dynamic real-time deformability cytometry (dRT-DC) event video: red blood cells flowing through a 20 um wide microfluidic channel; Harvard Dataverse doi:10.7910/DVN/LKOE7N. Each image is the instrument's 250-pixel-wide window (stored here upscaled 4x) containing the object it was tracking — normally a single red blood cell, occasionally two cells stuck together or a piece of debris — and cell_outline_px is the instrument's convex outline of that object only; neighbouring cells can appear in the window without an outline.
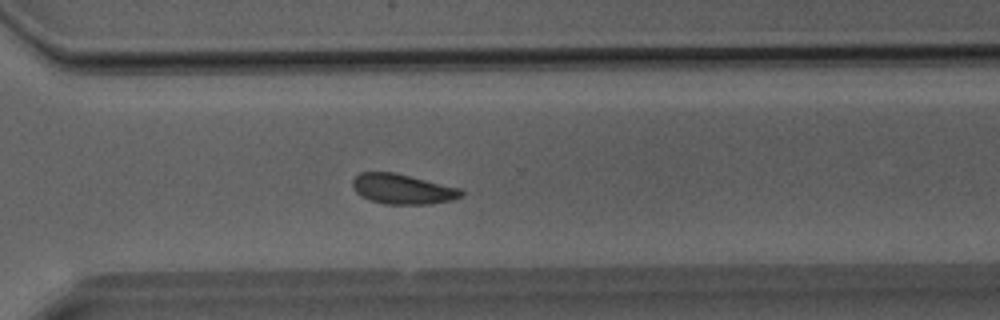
{"species": "Egyptian fruit bat (a non-hibernating species)", "species_latin": "Rousettus aegyptiacus", "temperature_condition": "room temperature", "stored_images_in_passage": 38, "camera_frame_rate_fps": 3000, "um_per_image_px": 0.085, "animal": {"sex": "male"}, "frame": {"image": 1, "passage_image": 27, "time_ms": 8.667, "image_size_px": [1000, 320], "cell_outline_px": [[464, 196], [452, 200], [432, 204], [384, 204], [368, 200], [360, 196], [352, 188], [352, 180], [360, 172], [396, 172], [460, 188], [464, 192]], "centroid_in_image_um": [34.21, 16.07], "position_along_channel_um": 336.4, "area_um2": 19.36}}
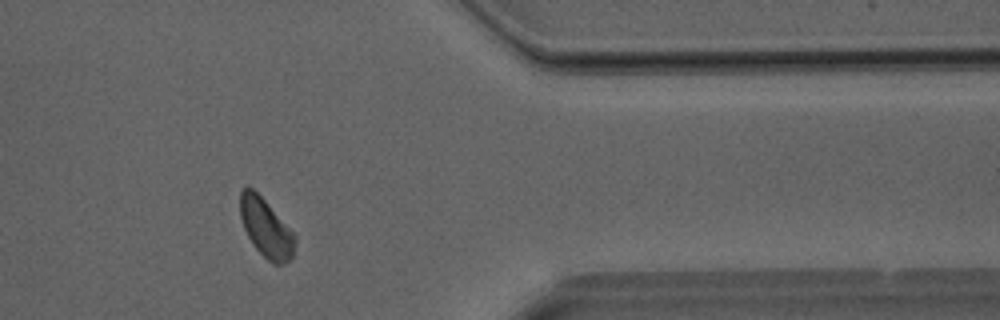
{"frame": {"image": 2, "passage_image": 31, "time_ms": 10.0, "image_size_px": [1000, 320], "cell_outline_px": [[296, 240], [292, 256], [284, 264], [272, 264], [252, 244], [244, 228], [240, 216], [240, 192], [244, 188], [252, 188], [264, 200], [296, 236]], "centroid_in_image_um": [22.6, 19.4], "position_along_channel_um": 388.8, "area_um2": 18.26}}
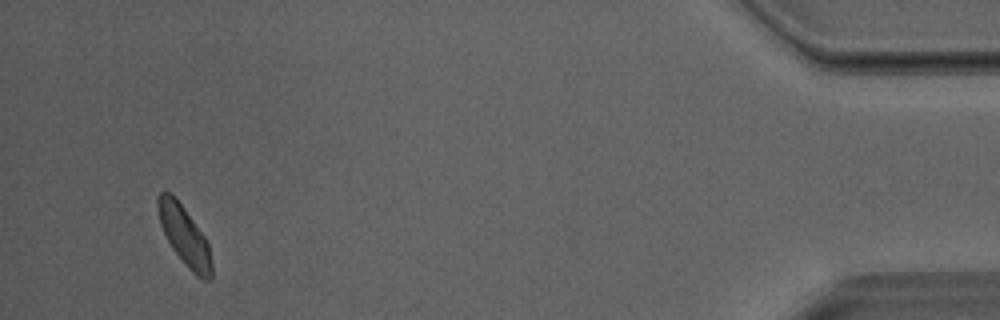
{"frame": {"image": 3, "passage_image": 36, "time_ms": 11.667, "image_size_px": [1000, 320], "cell_outline_px": [[212, 280], [204, 280], [196, 276], [188, 268], [172, 248], [160, 224], [156, 204], [156, 200], [160, 192], [172, 192], [176, 196], [204, 236], [208, 244], [212, 264]], "centroid_in_image_um": [15.67, 20.02], "position_along_channel_um": 419.5, "area_um2": 18.55}}